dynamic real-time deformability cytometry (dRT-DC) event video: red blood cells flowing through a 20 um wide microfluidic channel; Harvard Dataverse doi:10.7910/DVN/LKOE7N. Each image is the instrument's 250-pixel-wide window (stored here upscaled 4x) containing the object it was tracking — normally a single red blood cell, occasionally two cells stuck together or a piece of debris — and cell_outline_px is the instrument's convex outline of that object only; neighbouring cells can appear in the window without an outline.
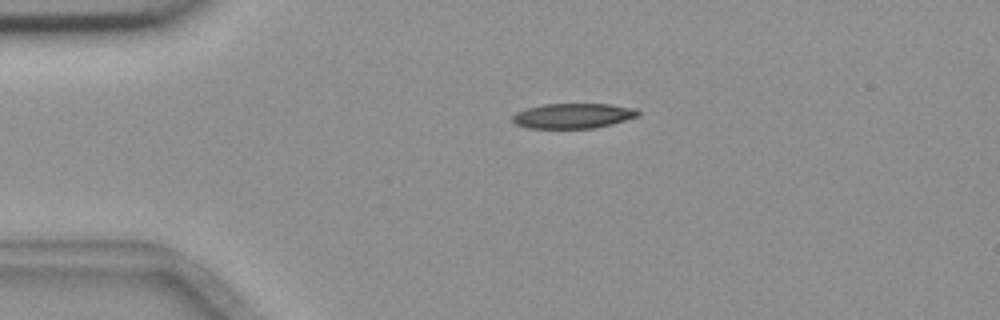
{"species": "common noctule bat (a hibernating species)", "species_latin": "Nyctalus noctula", "temperature_condition": "room temperature", "stored_images_in_passage": 4, "camera_frame_rate_fps": 3000, "um_per_image_px": 0.085, "animal": {"sex": "female", "body_mass_g": 18.4}, "frame": {"image": 1, "passage_image": 3, "time_ms": 2.333, "image_size_px": [1000, 320], "cell_outline_px": [[640, 116], [612, 124], [596, 128], [528, 128], [516, 124], [512, 120], [512, 116], [516, 112], [528, 108], [544, 104], [608, 104], [636, 108], [640, 112]], "centroid_in_image_um": [48.75, 9.84], "position_along_channel_um": 36.3, "area_um2": 18.38}}